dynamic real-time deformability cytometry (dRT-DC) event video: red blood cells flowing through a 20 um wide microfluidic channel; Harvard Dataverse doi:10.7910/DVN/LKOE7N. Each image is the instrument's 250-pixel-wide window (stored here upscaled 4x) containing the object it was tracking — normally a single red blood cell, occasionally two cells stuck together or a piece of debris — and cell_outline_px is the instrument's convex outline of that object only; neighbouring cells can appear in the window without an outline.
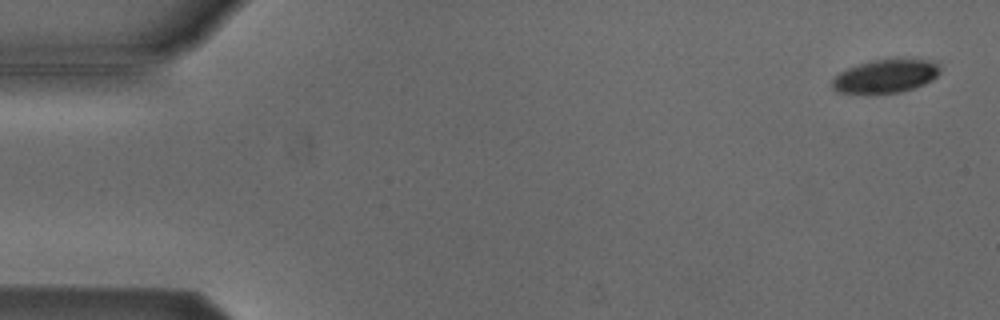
{"species": "Egyptian fruit bat (a non-hibernating species)", "species_latin": "Rousettus aegyptiacus", "temperature_condition": "cold", "stored_images_in_passage": 9, "camera_frame_rate_fps": 3000, "um_per_image_px": 0.085, "animal": {"sex": "male"}, "frame": {"image": 1, "passage_image": 2, "time_ms": 0.333, "image_size_px": [1000, 320], "cell_outline_px": [[940, 72], [932, 80], [916, 88], [900, 92], [840, 92], [832, 88], [832, 80], [840, 72], [848, 68], [872, 60], [900, 56], [940, 60]], "centroid_in_image_um": [75.42, 6.39], "position_along_channel_um": 9.6, "area_um2": 21.56}}